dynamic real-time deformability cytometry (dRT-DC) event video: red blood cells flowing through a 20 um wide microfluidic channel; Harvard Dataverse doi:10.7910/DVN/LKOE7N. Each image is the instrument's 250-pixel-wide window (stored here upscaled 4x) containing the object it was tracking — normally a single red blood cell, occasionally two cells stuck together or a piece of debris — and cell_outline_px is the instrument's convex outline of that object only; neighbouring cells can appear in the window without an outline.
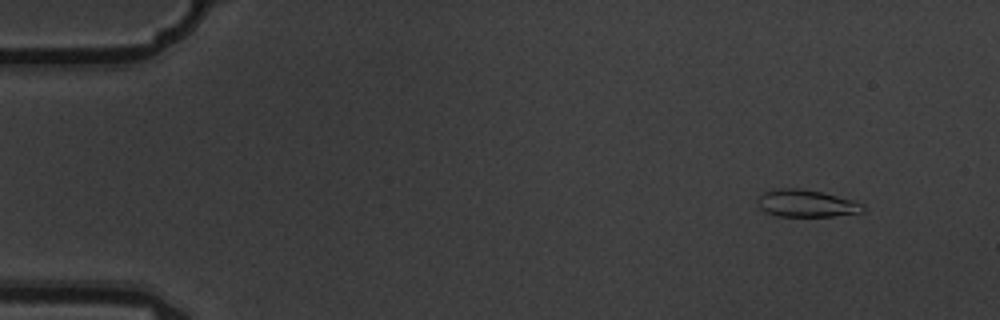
{"species": "common noctule bat (a hibernating species)", "species_latin": "Nyctalus noctula", "temperature_condition": "warm", "stored_images_in_passage": 5, "camera_frame_rate_fps": 3000, "um_per_image_px": 0.085, "animal": {"sex": "male", "body_mass_g": 19.5, "forearm_length_mm": 54.6}, "frame": {"image": 1, "passage_image": 1, "time_ms": 0.0, "image_size_px": [1000, 320], "cell_outline_px": [[864, 212], [832, 216], [776, 216], [764, 212], [756, 204], [756, 200], [764, 192], [776, 188], [796, 188], [820, 192], [852, 200], [864, 204]], "centroid_in_image_um": [68.49, 17.3], "position_along_channel_um": 16.5, "area_um2": 16.7}}
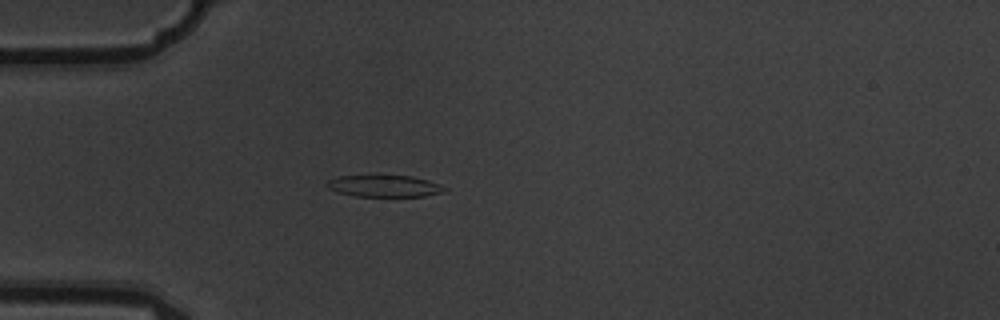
{"frame": {"image": 2, "passage_image": 4, "time_ms": 1.0, "image_size_px": [1000, 320], "cell_outline_px": [[448, 188], [440, 192], [424, 196], [356, 196], [336, 192], [328, 188], [324, 184], [328, 180], [336, 176], [380, 172], [412, 176], [428, 180], [440, 184]], "centroid_in_image_um": [32.57, 15.74], "position_along_channel_um": 52.4, "area_um2": 15.9}}